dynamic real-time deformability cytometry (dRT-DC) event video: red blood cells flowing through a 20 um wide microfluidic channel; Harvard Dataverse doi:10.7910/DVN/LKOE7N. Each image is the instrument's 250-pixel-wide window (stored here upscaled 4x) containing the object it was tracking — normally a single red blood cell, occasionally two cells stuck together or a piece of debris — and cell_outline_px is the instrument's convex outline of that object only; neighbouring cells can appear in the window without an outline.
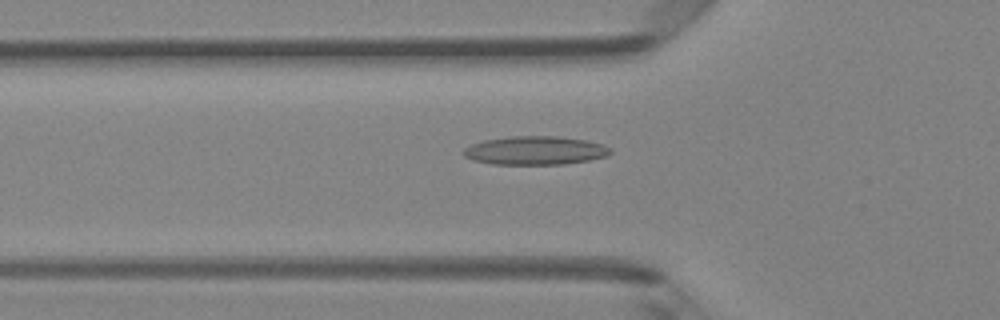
{"species": "Egyptian fruit bat (a non-hibernating species)", "species_latin": "Rousettus aegyptiacus", "temperature_condition": "room temperature", "stored_images_in_passage": 49, "camera_frame_rate_fps": 3000, "um_per_image_px": 0.085, "animal": {"sex": "female"}, "frame": {"image": 1, "passage_image": 17, "time_ms": 5.333, "image_size_px": [1000, 320], "cell_outline_px": [[612, 152], [604, 156], [588, 160], [564, 164], [492, 164], [472, 160], [464, 156], [460, 152], [464, 148], [472, 144], [484, 140], [508, 136], [560, 136], [584, 140], [600, 144], [612, 148]], "centroid_in_image_um": [45.43, 12.79], "position_along_channel_um": 80.4, "area_um2": 24.45}}
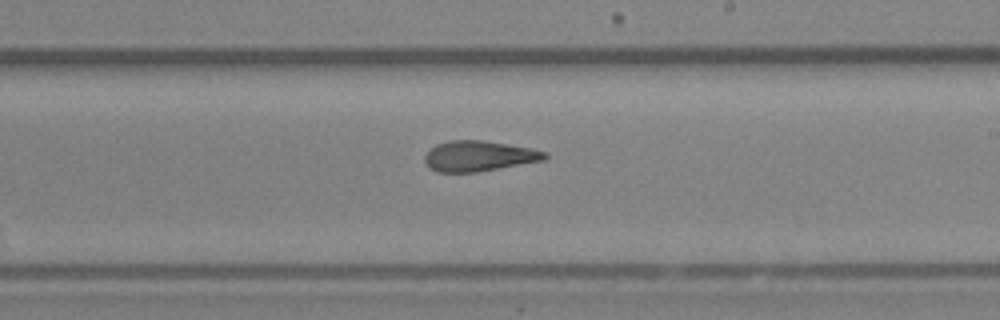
{"frame": {"image": 2, "passage_image": 29, "time_ms": 9.333, "image_size_px": [1000, 320], "cell_outline_px": [[548, 156], [544, 160], [476, 172], [436, 172], [428, 168], [424, 160], [424, 156], [436, 144], [448, 140], [480, 140], [532, 148], [548, 152]], "centroid_in_image_um": [40.68, 13.26], "position_along_channel_um": 248.3, "area_um2": 21.27}}
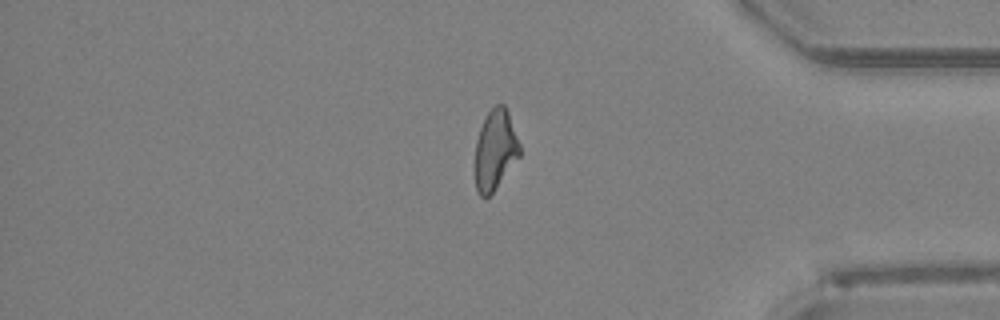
{"frame": {"image": 3, "passage_image": 41, "time_ms": 13.333, "image_size_px": [1000, 320], "cell_outline_px": [[520, 156], [492, 192], [484, 200], [476, 192], [476, 140], [480, 128], [488, 112], [496, 104], [504, 104], [508, 112], [520, 144]], "centroid_in_image_um": [42.09, 12.74], "position_along_channel_um": 393.1, "area_um2": 20.58}, "authors_computed_cell_mechanics": {"area_um2": 22.0218, "velocity_mm_per_s": 4.2136, "shape_relaxation_time_tau1_ms": null, "shape_relaxation_time_tau2_ms": 1.6919, "deformation_change_tau1": null, "deformation_change_tau2": 0.1092}}